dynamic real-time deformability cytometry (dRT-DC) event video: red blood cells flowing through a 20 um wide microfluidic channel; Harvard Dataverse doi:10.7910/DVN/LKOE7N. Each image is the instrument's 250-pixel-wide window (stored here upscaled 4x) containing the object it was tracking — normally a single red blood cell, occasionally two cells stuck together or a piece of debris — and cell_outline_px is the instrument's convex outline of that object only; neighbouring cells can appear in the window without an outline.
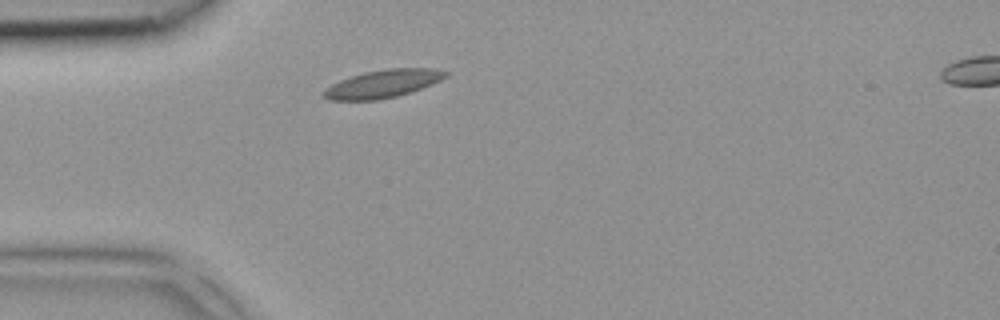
{"species": "common noctule bat (a hibernating species)", "species_latin": "Nyctalus noctula", "temperature_condition": "room temperature", "stored_images_in_passage": 2, "segment_of_instrument_passage": [1, 2], "camera_frame_rate_fps": 3000, "um_per_image_px": 0.085, "animal": {"sex": "female", "body_mass_g": 18.4}, "frame": {"image": 1, "passage_image": 1, "time_ms": 0.0, "image_size_px": [1000, 320], "cell_outline_px": [[452, 72], [448, 76], [432, 84], [396, 96], [376, 100], [328, 100], [324, 96], [324, 88], [340, 80], [364, 72], [388, 68], [432, 68]], "centroid_in_image_um": [32.57, 7.11], "position_along_channel_um": 52.4, "area_um2": 19.71}}